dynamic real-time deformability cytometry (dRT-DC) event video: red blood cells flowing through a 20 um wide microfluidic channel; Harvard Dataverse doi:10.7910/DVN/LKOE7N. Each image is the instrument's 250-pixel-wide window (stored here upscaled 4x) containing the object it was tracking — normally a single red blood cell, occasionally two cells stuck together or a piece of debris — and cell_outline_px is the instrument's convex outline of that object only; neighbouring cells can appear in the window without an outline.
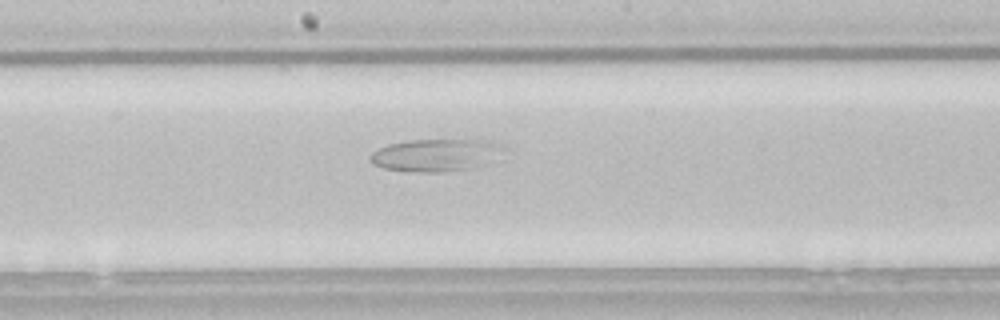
{"species": "common noctule bat (a hibernating species)", "species_latin": "Nyctalus noctula", "temperature_condition": "room temperature", "stored_images_in_passage": 56, "camera_frame_rate_fps": 3000, "um_per_image_px": 0.085, "animal": {"sex": "male", "body_mass_g": 21.5, "forearm_length_mm": 52.0}, "frame": {"image": 1, "passage_image": 30, "time_ms": 9.667, "image_size_px": [1000, 320], "cell_outline_px": [[508, 148], [492, 164], [472, 168], [440, 172], [420, 172], [384, 168], [376, 164], [372, 160], [372, 152], [388, 144], [408, 140], [476, 136], [500, 144]], "centroid_in_image_um": [37.27, 13.12], "position_along_channel_um": 210.9, "area_um2": 26.53}}